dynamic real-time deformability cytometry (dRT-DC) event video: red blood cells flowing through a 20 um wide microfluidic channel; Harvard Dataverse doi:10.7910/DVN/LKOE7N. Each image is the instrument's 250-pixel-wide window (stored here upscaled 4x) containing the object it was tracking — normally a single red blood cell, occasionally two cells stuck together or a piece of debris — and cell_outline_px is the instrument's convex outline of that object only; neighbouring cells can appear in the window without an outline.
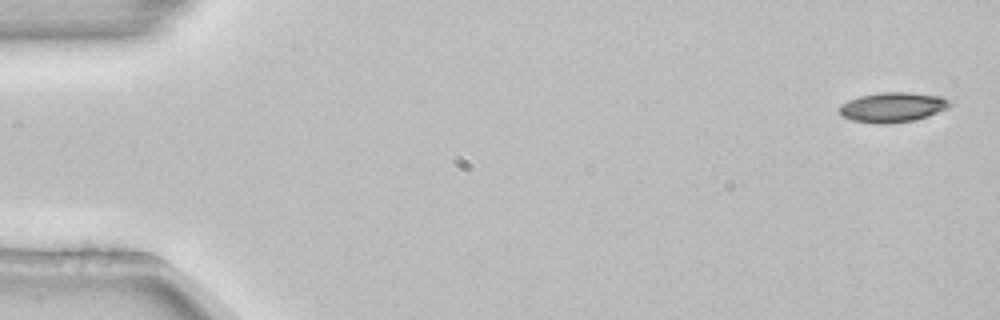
{"species": "common noctule bat (a hibernating species)", "species_latin": "Nyctalus noctula", "temperature_condition": "room temperature", "stored_images_in_passage": 4, "camera_frame_rate_fps": 3000, "um_per_image_px": 0.085, "animal": {"sex": "female", "body_mass_g": 22.7, "forearm_length_mm": 54.2}, "frame": {"image": 1, "passage_image": 1, "time_ms": 0.0, "image_size_px": [1000, 320], "cell_outline_px": [[952, 104], [948, 108], [928, 116], [916, 120], [888, 124], [876, 124], [852, 120], [844, 116], [840, 112], [840, 104], [848, 100], [860, 96], [880, 92], [904, 92], [940, 96], [948, 100]], "centroid_in_image_um": [75.87, 9.12], "position_along_channel_um": 9.1, "area_um2": 19.19}}
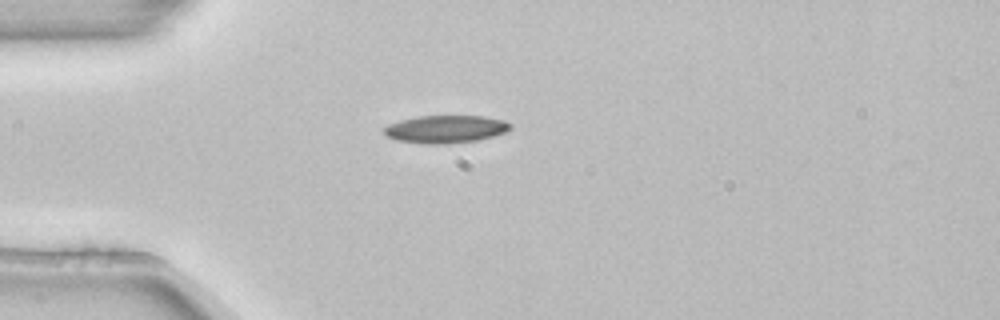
{"frame": {"image": 2, "passage_image": 4, "time_ms": 1.0, "image_size_px": [1000, 320], "cell_outline_px": [[512, 128], [504, 132], [492, 136], [476, 140], [448, 144], [424, 144], [396, 140], [384, 136], [384, 128], [388, 124], [400, 120], [416, 116], [484, 116], [504, 120], [512, 124]], "centroid_in_image_um": [37.85, 10.97], "position_along_channel_um": 47.2, "area_um2": 20.52}}